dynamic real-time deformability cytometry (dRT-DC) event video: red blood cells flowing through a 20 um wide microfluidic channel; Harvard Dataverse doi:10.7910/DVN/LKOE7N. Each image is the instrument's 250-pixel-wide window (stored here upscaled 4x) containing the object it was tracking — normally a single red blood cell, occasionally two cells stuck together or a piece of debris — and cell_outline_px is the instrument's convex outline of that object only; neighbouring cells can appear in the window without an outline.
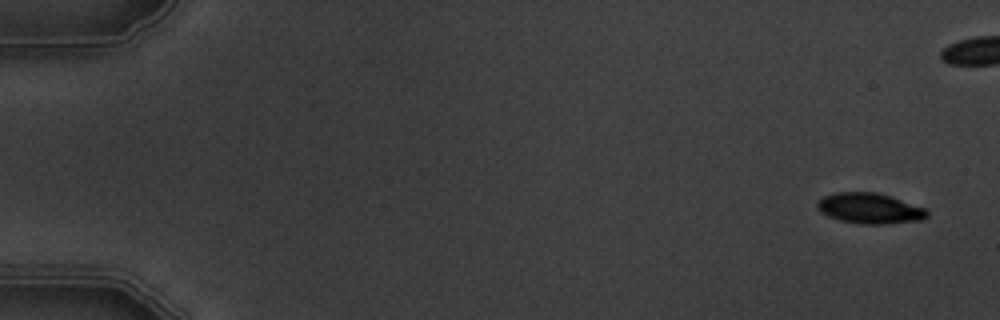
{"species": "common noctule bat (a hibernating species)", "species_latin": "Nyctalus noctula", "temperature_condition": "warm", "stored_images_in_passage": 7, "camera_frame_rate_fps": 3000, "um_per_image_px": 0.085, "animal": {"sex": "male", "body_mass_g": 19.5, "forearm_length_mm": 54.6}, "frame": {"image": 1, "passage_image": 1, "time_ms": 0.0, "image_size_px": [1000, 320], "cell_outline_px": [[928, 216], [924, 220], [884, 224], [864, 224], [840, 220], [828, 216], [820, 212], [816, 208], [816, 204], [824, 196], [836, 192], [876, 192], [928, 208]], "centroid_in_image_um": [73.96, 17.71], "position_along_channel_um": 11.0, "area_um2": 19.65}}